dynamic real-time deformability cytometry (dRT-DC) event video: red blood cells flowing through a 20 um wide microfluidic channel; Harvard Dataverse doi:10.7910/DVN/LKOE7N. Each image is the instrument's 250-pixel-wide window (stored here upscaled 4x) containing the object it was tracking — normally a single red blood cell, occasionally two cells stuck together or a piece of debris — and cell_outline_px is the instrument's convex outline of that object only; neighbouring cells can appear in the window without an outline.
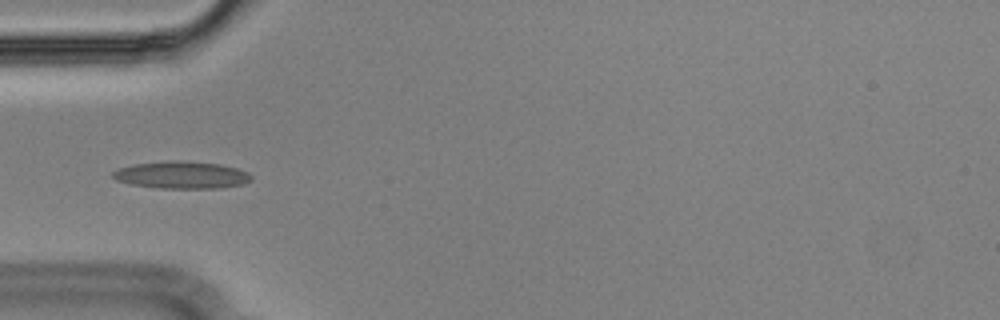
{"species": "Egyptian fruit bat (a non-hibernating species)", "species_latin": "Rousettus aegyptiacus", "temperature_condition": "cold", "stored_images_in_passage": 39, "camera_frame_rate_fps": 3000, "um_per_image_px": 0.085, "animal": {"sex": "male"}, "frame": {"image": 1, "passage_image": 1, "time_ms": 0.0, "image_size_px": [1000, 320], "cell_outline_px": [[252, 180], [244, 184], [220, 188], [160, 188], [132, 184], [116, 180], [112, 176], [112, 172], [120, 168], [136, 164], [172, 160], [176, 160], [220, 164], [236, 168], [248, 172], [252, 176]], "centroid_in_image_um": [15.48, 14.88], "position_along_channel_um": 69.5, "area_um2": 21.85}}
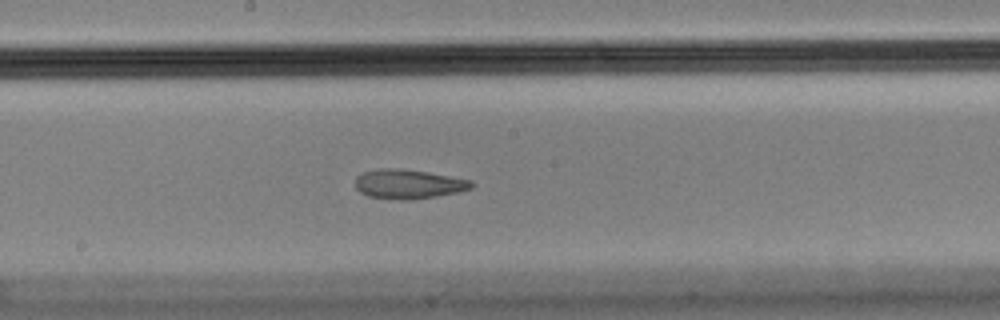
{"frame": {"image": 2, "passage_image": 13, "time_ms": 4.0, "image_size_px": [1000, 320], "cell_outline_px": [[476, 184], [472, 188], [456, 192], [436, 196], [408, 200], [400, 200], [368, 196], [360, 192], [356, 188], [356, 176], [364, 172], [380, 168], [400, 168], [428, 172], [472, 180]], "centroid_in_image_um": [34.72, 15.64], "position_along_channel_um": 213.5, "area_um2": 19.88}}
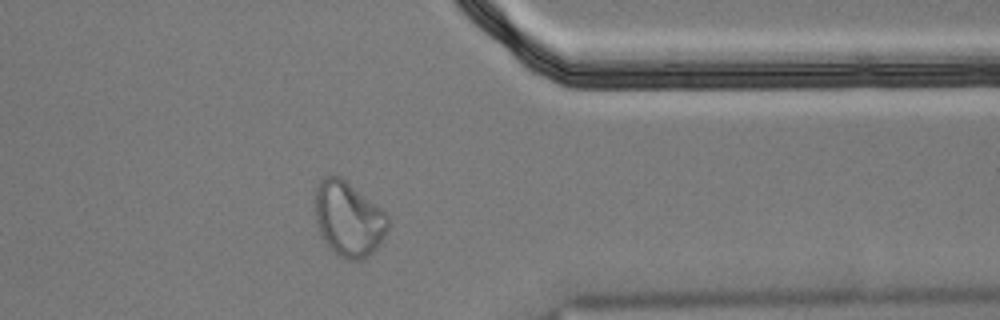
{"frame": {"image": 3, "passage_image": 28, "time_ms": 9.0, "image_size_px": [1000, 320], "cell_outline_px": [[388, 228], [376, 248], [368, 256], [360, 260], [344, 260], [336, 256], [324, 240], [316, 224], [312, 200], [316, 188], [320, 180], [324, 176], [340, 176], [380, 208], [388, 216]], "centroid_in_image_um": [29.56, 18.62], "position_along_channel_um": 381.8, "area_um2": 31.96}, "authors_computed_cell_mechanics": {"area_um2": 21.2126, "velocity_mm_per_s": 3.5777, "shape_relaxation_time_tau1_ms": null, "shape_relaxation_time_tau2_ms": 2.9985, "deformation_change_tau1": null, "deformation_change_tau2": 0.0934}}